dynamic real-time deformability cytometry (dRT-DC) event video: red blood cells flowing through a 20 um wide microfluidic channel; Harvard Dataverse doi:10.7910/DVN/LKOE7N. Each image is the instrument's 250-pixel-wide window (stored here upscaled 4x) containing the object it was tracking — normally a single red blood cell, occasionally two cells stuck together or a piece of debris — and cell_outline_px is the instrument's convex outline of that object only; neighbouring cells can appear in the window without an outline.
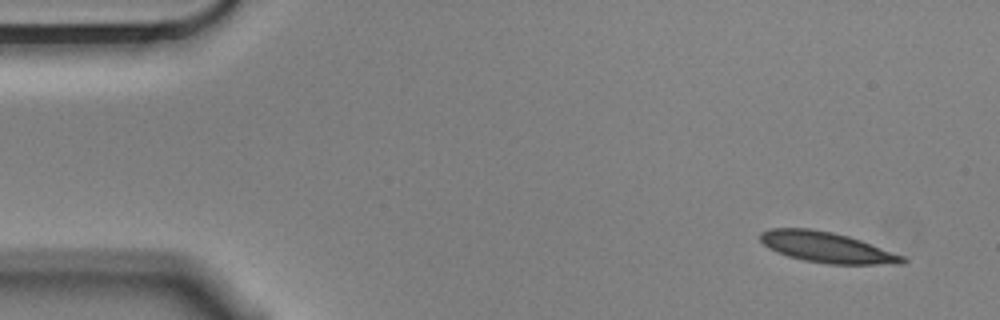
{"species": "Egyptian fruit bat (a non-hibernating species)", "species_latin": "Rousettus aegyptiacus", "temperature_condition": "cold", "stored_images_in_passage": 6, "camera_frame_rate_fps": 3000, "um_per_image_px": 0.085, "animal": {"sex": "male"}, "frame": {"image": 1, "passage_image": 2, "time_ms": 0.333, "image_size_px": [1000, 320], "cell_outline_px": [[908, 260], [904, 264], [828, 264], [804, 260], [788, 256], [776, 252], [768, 248], [760, 240], [760, 232], [768, 228], [812, 228], [832, 232], [848, 236], [860, 240], [904, 256]], "centroid_in_image_um": [70.25, 21.02], "position_along_channel_um": 14.7, "area_um2": 25.37}}
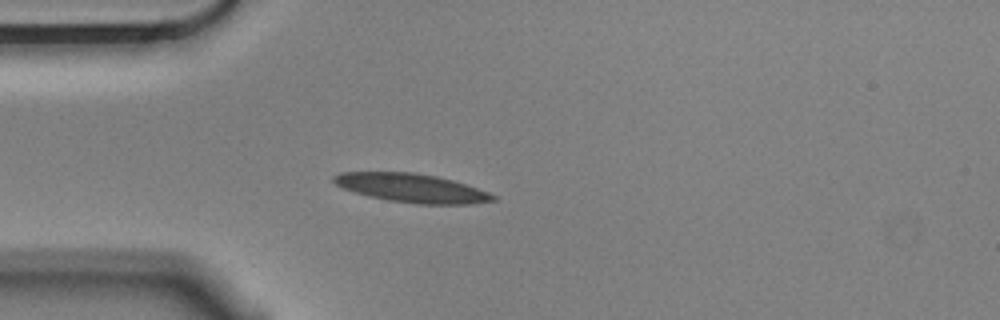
{"frame": {"image": 2, "passage_image": 5, "time_ms": 1.333, "image_size_px": [1000, 320], "cell_outline_px": [[496, 200], [472, 204], [416, 204], [388, 200], [368, 196], [344, 188], [336, 184], [332, 180], [332, 176], [340, 172], [412, 172], [436, 176], [452, 180], [488, 192], [496, 196]], "centroid_in_image_um": [34.98, 15.98], "position_along_channel_um": 50.0, "area_um2": 26.47}}